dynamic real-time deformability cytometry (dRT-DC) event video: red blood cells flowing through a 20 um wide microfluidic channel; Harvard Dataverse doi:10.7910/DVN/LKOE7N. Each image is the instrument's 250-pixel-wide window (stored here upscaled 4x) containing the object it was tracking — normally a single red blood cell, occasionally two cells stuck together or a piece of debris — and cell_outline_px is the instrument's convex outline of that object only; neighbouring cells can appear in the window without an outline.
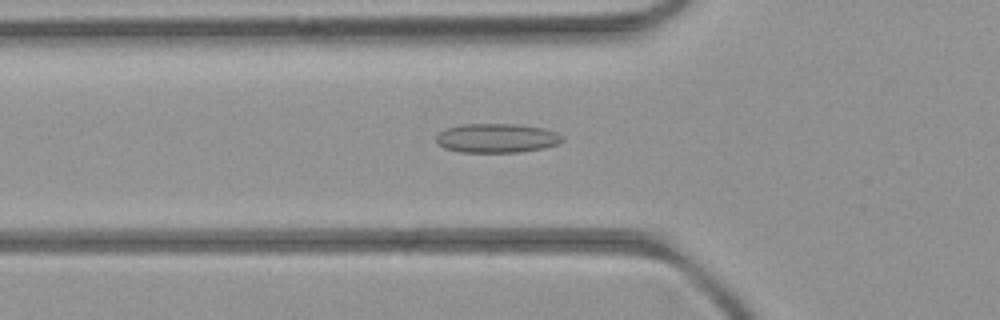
{"species": "common noctule bat (a hibernating species)", "species_latin": "Nyctalus noctula", "temperature_condition": "room temperature", "stored_images_in_passage": 5, "camera_frame_rate_fps": 3000, "um_per_image_px": 0.085, "animal": {"sex": "female", "body_mass_g": 21.9}, "frame": {"image": 1, "passage_image": 5, "time_ms": 4.667, "image_size_px": [1000, 320], "cell_outline_px": [[564, 140], [556, 144], [544, 148], [520, 152], [460, 152], [444, 148], [436, 144], [436, 136], [440, 132], [448, 128], [460, 124], [516, 124], [544, 128], [556, 132]], "centroid_in_image_um": [42.19, 11.74], "position_along_channel_um": 83.6, "area_um2": 21.44}}